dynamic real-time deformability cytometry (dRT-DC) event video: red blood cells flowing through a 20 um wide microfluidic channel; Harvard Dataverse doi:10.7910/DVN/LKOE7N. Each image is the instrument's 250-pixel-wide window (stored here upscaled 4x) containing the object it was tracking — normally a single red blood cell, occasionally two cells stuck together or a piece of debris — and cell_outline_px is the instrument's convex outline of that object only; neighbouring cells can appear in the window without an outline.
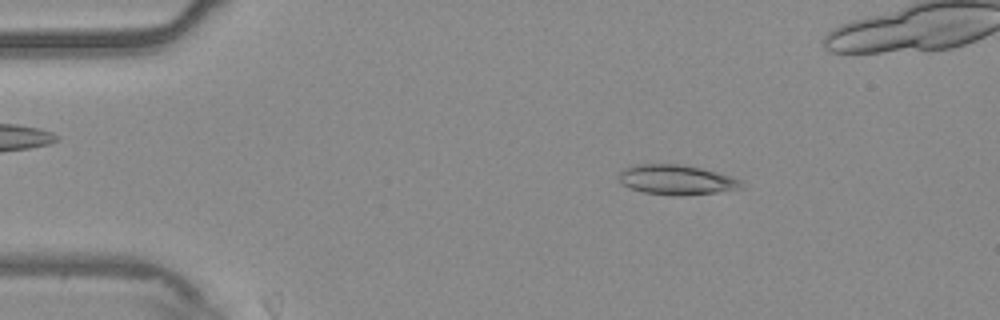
{"species": "common noctule bat (a hibernating species)", "species_latin": "Nyctalus noctula", "temperature_condition": "warm", "stored_images_in_passage": 8, "camera_frame_rate_fps": 3000, "um_per_image_px": 0.085, "animal": {"sex": "male", "body_mass_g": 20.4}, "frame": {"image": 1, "passage_image": 2, "time_ms": 0.333, "image_size_px": [1000, 320], "cell_outline_px": [[748, 188], [716, 192], [680, 196], [676, 196], [644, 192], [628, 188], [620, 184], [616, 176], [624, 168], [636, 164], [680, 164], [700, 168], [732, 176], [740, 180]], "centroid_in_image_um": [57.49, 15.29], "position_along_channel_um": 27.5, "area_um2": 21.68}}